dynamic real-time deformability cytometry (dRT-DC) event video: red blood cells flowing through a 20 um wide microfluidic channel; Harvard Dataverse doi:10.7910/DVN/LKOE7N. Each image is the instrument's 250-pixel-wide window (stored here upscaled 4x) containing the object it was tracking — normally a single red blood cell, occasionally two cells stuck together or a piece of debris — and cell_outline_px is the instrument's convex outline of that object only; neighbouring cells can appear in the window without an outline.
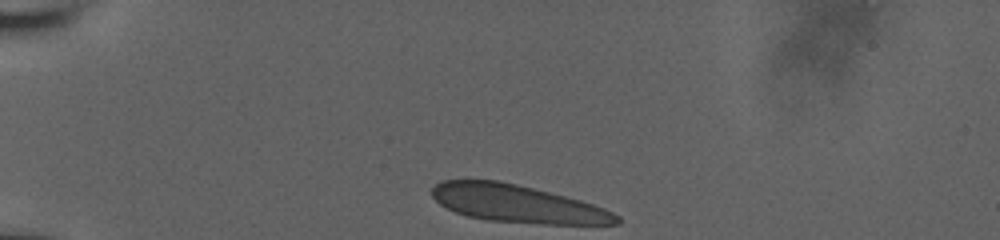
{"species": "human", "species_latin": "Homo sapiens", "temperature_condition": "room temperature", "stored_images_in_passage": 35, "camera_frame_rate_fps": 3000, "um_per_image_px": 0.085, "donor": {"sex": "male"}, "frame": {"image": 1, "passage_image": 1, "time_ms": 0.0, "image_size_px": [1000, 240], "cell_outline_px": [[620, 224], [540, 224], [488, 220], [468, 216], [456, 212], [440, 204], [432, 196], [432, 188], [436, 184], [444, 180], [500, 180], [580, 200], [604, 208], [620, 216]], "centroid_in_image_um": [43.98, 17.32], "position_along_channel_um": 41.0, "area_um2": 40.11}}
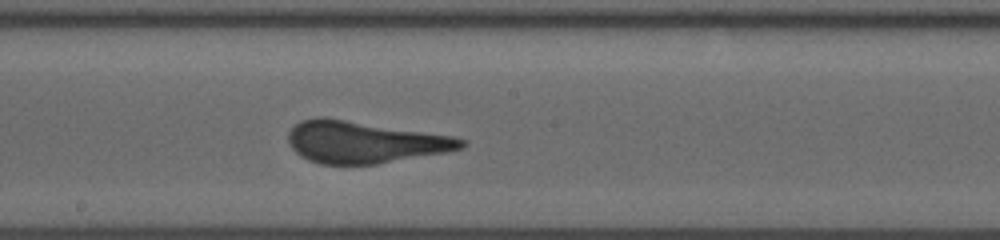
{"frame": {"image": 2, "passage_image": 19, "time_ms": 6.0, "image_size_px": [1000, 240], "cell_outline_px": [[468, 144], [464, 148], [448, 152], [376, 164], [320, 164], [308, 160], [300, 156], [288, 144], [288, 132], [300, 120], [316, 116], [324, 116], [452, 136], [468, 140]], "centroid_in_image_um": [30.96, 12.07], "position_along_channel_um": 217.2, "area_um2": 42.54}}
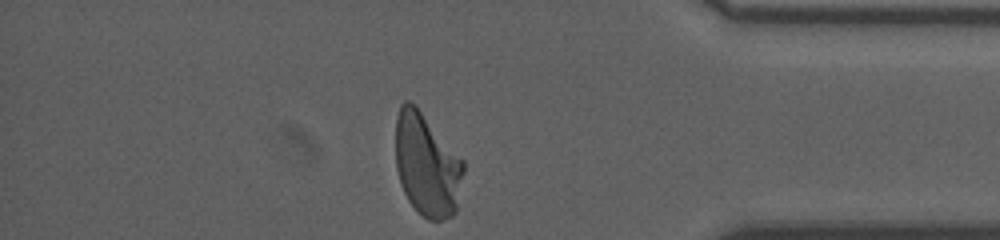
{"frame": {"image": 3, "passage_image": 35, "time_ms": 11.333, "image_size_px": [1000, 240], "cell_outline_px": [[464, 172], [456, 212], [452, 216], [440, 220], [428, 220], [408, 200], [400, 184], [396, 168], [396, 116], [400, 104], [404, 100], [408, 100], [416, 104], [464, 160]], "centroid_in_image_um": [36.29, 13.97], "position_along_channel_um": 398.9, "area_um2": 41.1}}